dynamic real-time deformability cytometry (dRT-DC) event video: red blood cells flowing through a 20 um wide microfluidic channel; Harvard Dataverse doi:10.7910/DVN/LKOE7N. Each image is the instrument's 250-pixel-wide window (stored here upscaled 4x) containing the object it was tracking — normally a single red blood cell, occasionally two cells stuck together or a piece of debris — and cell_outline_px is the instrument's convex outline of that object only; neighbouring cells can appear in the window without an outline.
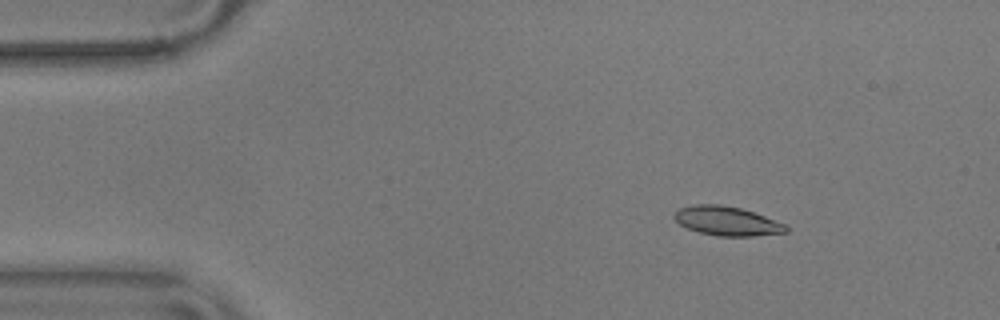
{"species": "common noctule bat (a hibernating species)", "species_latin": "Nyctalus noctula", "temperature_condition": "warm", "stored_images_in_passage": 56, "camera_frame_rate_fps": 3000, "um_per_image_px": 0.085, "animal": {"sex": "male", "body_mass_g": 17.9}, "frame": {"image": 1, "passage_image": 8, "time_ms": 2.333, "image_size_px": [1000, 320], "cell_outline_px": [[788, 232], [752, 236], [716, 236], [700, 232], [688, 228], [680, 224], [672, 216], [680, 208], [696, 204], [720, 204], [740, 208], [788, 224]], "centroid_in_image_um": [61.82, 18.79], "position_along_channel_um": 23.2, "area_um2": 18.9}}
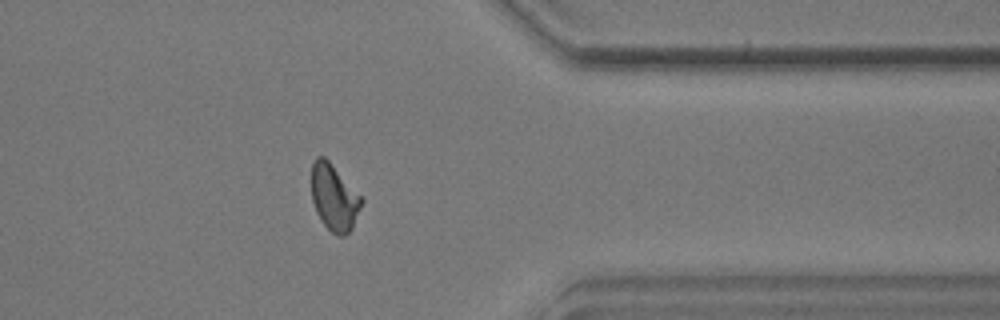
{"frame": {"image": 2, "passage_image": 45, "time_ms": 14.667, "image_size_px": [1000, 320], "cell_outline_px": [[364, 200], [352, 228], [344, 236], [340, 236], [332, 232], [320, 220], [316, 212], [312, 200], [312, 164], [316, 156], [324, 156], [328, 160]], "centroid_in_image_um": [28.39, 16.79], "position_along_channel_um": 383.0, "area_um2": 19.07}}
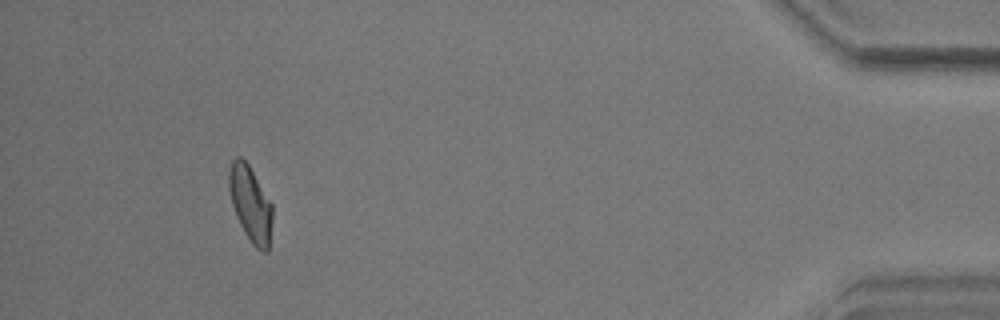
{"frame": {"image": 3, "passage_image": 52, "time_ms": 17.0, "image_size_px": [1000, 320], "cell_outline_px": [[272, 220], [268, 252], [264, 252], [256, 248], [252, 244], [244, 232], [236, 216], [232, 204], [228, 188], [228, 172], [232, 160], [236, 156], [240, 156], [248, 164], [272, 204]], "centroid_in_image_um": [21.27, 17.32], "position_along_channel_um": 413.9, "area_um2": 19.07}, "authors_computed_cell_mechanics": {"area_um2": 18.9295, "velocity_mm_per_s": 3.5951, "shape_relaxation_time_tau1_ms": 3.6762, "shape_relaxation_time_tau2_ms": 1.5243, "deformation_change_tau1": 0.1495, "deformation_change_tau2": 0.063}}